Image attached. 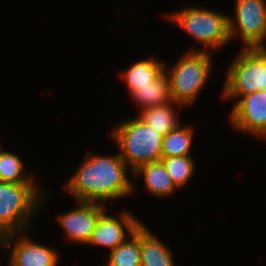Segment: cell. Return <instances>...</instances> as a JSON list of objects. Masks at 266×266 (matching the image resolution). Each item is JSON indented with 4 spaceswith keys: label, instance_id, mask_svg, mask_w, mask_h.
<instances>
[{
    "label": "cell",
    "instance_id": "19",
    "mask_svg": "<svg viewBox=\"0 0 266 266\" xmlns=\"http://www.w3.org/2000/svg\"><path fill=\"white\" fill-rule=\"evenodd\" d=\"M23 162L13 152L0 150V182L38 183L31 174H24Z\"/></svg>",
    "mask_w": 266,
    "mask_h": 266
},
{
    "label": "cell",
    "instance_id": "8",
    "mask_svg": "<svg viewBox=\"0 0 266 266\" xmlns=\"http://www.w3.org/2000/svg\"><path fill=\"white\" fill-rule=\"evenodd\" d=\"M232 126L238 131L266 140V90L244 95L230 111Z\"/></svg>",
    "mask_w": 266,
    "mask_h": 266
},
{
    "label": "cell",
    "instance_id": "5",
    "mask_svg": "<svg viewBox=\"0 0 266 266\" xmlns=\"http://www.w3.org/2000/svg\"><path fill=\"white\" fill-rule=\"evenodd\" d=\"M212 60L210 52L189 50L171 68H164L175 103L184 107L194 103L209 79Z\"/></svg>",
    "mask_w": 266,
    "mask_h": 266
},
{
    "label": "cell",
    "instance_id": "10",
    "mask_svg": "<svg viewBox=\"0 0 266 266\" xmlns=\"http://www.w3.org/2000/svg\"><path fill=\"white\" fill-rule=\"evenodd\" d=\"M106 210L98 218L87 245H101L112 251L129 238L126 237V232L131 235L142 222L128 211H123L118 217L117 215L114 217L107 214Z\"/></svg>",
    "mask_w": 266,
    "mask_h": 266
},
{
    "label": "cell",
    "instance_id": "12",
    "mask_svg": "<svg viewBox=\"0 0 266 266\" xmlns=\"http://www.w3.org/2000/svg\"><path fill=\"white\" fill-rule=\"evenodd\" d=\"M140 266H175L170 248L145 224L140 225Z\"/></svg>",
    "mask_w": 266,
    "mask_h": 266
},
{
    "label": "cell",
    "instance_id": "18",
    "mask_svg": "<svg viewBox=\"0 0 266 266\" xmlns=\"http://www.w3.org/2000/svg\"><path fill=\"white\" fill-rule=\"evenodd\" d=\"M108 256L106 266H140V226Z\"/></svg>",
    "mask_w": 266,
    "mask_h": 266
},
{
    "label": "cell",
    "instance_id": "20",
    "mask_svg": "<svg viewBox=\"0 0 266 266\" xmlns=\"http://www.w3.org/2000/svg\"><path fill=\"white\" fill-rule=\"evenodd\" d=\"M193 160L191 156H173L161 159L170 178L178 189L185 187L193 176L195 171Z\"/></svg>",
    "mask_w": 266,
    "mask_h": 266
},
{
    "label": "cell",
    "instance_id": "15",
    "mask_svg": "<svg viewBox=\"0 0 266 266\" xmlns=\"http://www.w3.org/2000/svg\"><path fill=\"white\" fill-rule=\"evenodd\" d=\"M130 97L141 110L173 102L170 81L165 72L152 81L151 85L136 87Z\"/></svg>",
    "mask_w": 266,
    "mask_h": 266
},
{
    "label": "cell",
    "instance_id": "13",
    "mask_svg": "<svg viewBox=\"0 0 266 266\" xmlns=\"http://www.w3.org/2000/svg\"><path fill=\"white\" fill-rule=\"evenodd\" d=\"M132 174L143 175L145 188L156 197H170L178 189L162 161L142 165Z\"/></svg>",
    "mask_w": 266,
    "mask_h": 266
},
{
    "label": "cell",
    "instance_id": "6",
    "mask_svg": "<svg viewBox=\"0 0 266 266\" xmlns=\"http://www.w3.org/2000/svg\"><path fill=\"white\" fill-rule=\"evenodd\" d=\"M223 99H237L266 90V53L260 48H243L227 69Z\"/></svg>",
    "mask_w": 266,
    "mask_h": 266
},
{
    "label": "cell",
    "instance_id": "4",
    "mask_svg": "<svg viewBox=\"0 0 266 266\" xmlns=\"http://www.w3.org/2000/svg\"><path fill=\"white\" fill-rule=\"evenodd\" d=\"M165 17L186 31L204 47L202 50L192 48L190 51L209 52V50L221 48L231 42L229 16L222 13L191 6L166 14Z\"/></svg>",
    "mask_w": 266,
    "mask_h": 266
},
{
    "label": "cell",
    "instance_id": "2",
    "mask_svg": "<svg viewBox=\"0 0 266 266\" xmlns=\"http://www.w3.org/2000/svg\"><path fill=\"white\" fill-rule=\"evenodd\" d=\"M37 185L0 182V238L29 231L33 215L46 202L47 195Z\"/></svg>",
    "mask_w": 266,
    "mask_h": 266
},
{
    "label": "cell",
    "instance_id": "14",
    "mask_svg": "<svg viewBox=\"0 0 266 266\" xmlns=\"http://www.w3.org/2000/svg\"><path fill=\"white\" fill-rule=\"evenodd\" d=\"M165 66L164 61L148 57V59L146 58L132 64L129 69L122 71L120 76L126 83L129 94H131L136 87L151 85V82L164 72Z\"/></svg>",
    "mask_w": 266,
    "mask_h": 266
},
{
    "label": "cell",
    "instance_id": "1",
    "mask_svg": "<svg viewBox=\"0 0 266 266\" xmlns=\"http://www.w3.org/2000/svg\"><path fill=\"white\" fill-rule=\"evenodd\" d=\"M128 167L117 152L111 155L86 154L64 189L75 201L104 205L106 201L130 196L134 184L127 176Z\"/></svg>",
    "mask_w": 266,
    "mask_h": 266
},
{
    "label": "cell",
    "instance_id": "16",
    "mask_svg": "<svg viewBox=\"0 0 266 266\" xmlns=\"http://www.w3.org/2000/svg\"><path fill=\"white\" fill-rule=\"evenodd\" d=\"M184 107L181 104L170 102L163 105H157L141 110L140 118L144 123L153 127L161 136H165L168 132L175 129L179 124L177 112L173 108L174 106Z\"/></svg>",
    "mask_w": 266,
    "mask_h": 266
},
{
    "label": "cell",
    "instance_id": "9",
    "mask_svg": "<svg viewBox=\"0 0 266 266\" xmlns=\"http://www.w3.org/2000/svg\"><path fill=\"white\" fill-rule=\"evenodd\" d=\"M26 233L23 232L24 237L20 235L17 237L21 233H15L0 238L1 250L7 251L8 254L10 247H13L10 252L9 266H57L59 257L55 249L34 242Z\"/></svg>",
    "mask_w": 266,
    "mask_h": 266
},
{
    "label": "cell",
    "instance_id": "3",
    "mask_svg": "<svg viewBox=\"0 0 266 266\" xmlns=\"http://www.w3.org/2000/svg\"><path fill=\"white\" fill-rule=\"evenodd\" d=\"M110 138L117 144L120 157L132 173L142 165L162 159L163 136L137 116L113 128Z\"/></svg>",
    "mask_w": 266,
    "mask_h": 266
},
{
    "label": "cell",
    "instance_id": "17",
    "mask_svg": "<svg viewBox=\"0 0 266 266\" xmlns=\"http://www.w3.org/2000/svg\"><path fill=\"white\" fill-rule=\"evenodd\" d=\"M193 129L179 124L175 129L163 136L162 158L173 156H191Z\"/></svg>",
    "mask_w": 266,
    "mask_h": 266
},
{
    "label": "cell",
    "instance_id": "7",
    "mask_svg": "<svg viewBox=\"0 0 266 266\" xmlns=\"http://www.w3.org/2000/svg\"><path fill=\"white\" fill-rule=\"evenodd\" d=\"M236 1L235 19H228L230 40L240 35L242 48H261L266 41V0Z\"/></svg>",
    "mask_w": 266,
    "mask_h": 266
},
{
    "label": "cell",
    "instance_id": "21",
    "mask_svg": "<svg viewBox=\"0 0 266 266\" xmlns=\"http://www.w3.org/2000/svg\"><path fill=\"white\" fill-rule=\"evenodd\" d=\"M260 49L266 53V43H264L263 46H261Z\"/></svg>",
    "mask_w": 266,
    "mask_h": 266
},
{
    "label": "cell",
    "instance_id": "11",
    "mask_svg": "<svg viewBox=\"0 0 266 266\" xmlns=\"http://www.w3.org/2000/svg\"><path fill=\"white\" fill-rule=\"evenodd\" d=\"M78 207L58 215L66 239L78 245H87L98 218L107 208L102 204L77 201Z\"/></svg>",
    "mask_w": 266,
    "mask_h": 266
}]
</instances>
